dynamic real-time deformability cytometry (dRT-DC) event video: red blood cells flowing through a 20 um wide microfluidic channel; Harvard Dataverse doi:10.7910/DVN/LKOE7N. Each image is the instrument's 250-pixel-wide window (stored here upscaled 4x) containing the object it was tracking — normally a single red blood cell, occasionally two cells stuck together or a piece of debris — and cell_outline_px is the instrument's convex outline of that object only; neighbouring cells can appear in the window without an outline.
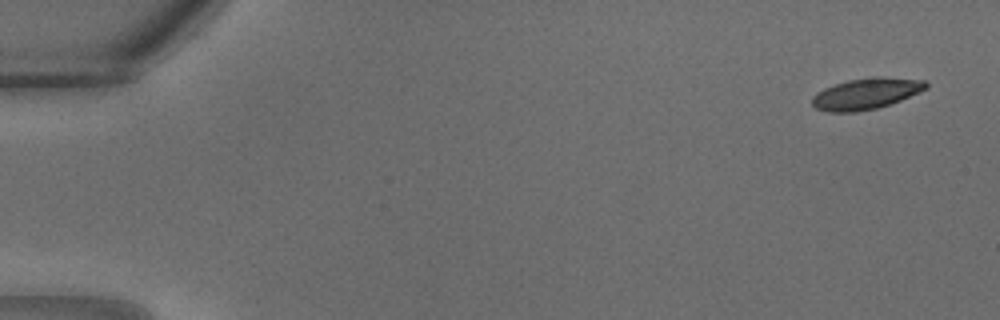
{"species": "common noctule bat (a hibernating species)", "species_latin": "Nyctalus noctula", "temperature_condition": "warm", "stored_images_in_passage": 31, "camera_frame_rate_fps": 3000, "um_per_image_px": 0.085, "animal": {"sex": "male", "body_mass_g": 18.8}, "frame": {"image": 1, "passage_image": 1, "time_ms": 0.0, "image_size_px": [1000, 320], "cell_outline_px": [[928, 88], [900, 100], [876, 108], [856, 112], [828, 112], [816, 108], [812, 104], [812, 96], [816, 92], [824, 88], [848, 80], [872, 76], [880, 76], [924, 80], [928, 84]], "centroid_in_image_um": [73.6, 7.95], "position_along_channel_um": 11.4, "area_um2": 20.63}}
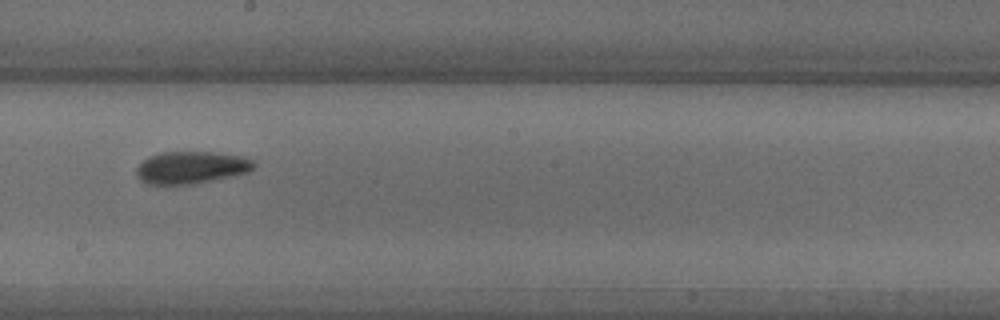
{"frame": {"image": 2, "passage_image": 18, "time_ms": 5.667, "image_size_px": [1000, 320], "cell_outline_px": [[256, 164], [248, 172], [232, 176], [196, 184], [148, 184], [140, 180], [136, 176], [136, 168], [148, 156], [160, 152], [216, 152], [244, 156], [252, 160]], "centroid_in_image_um": [16.25, 14.23], "position_along_channel_um": 232.0, "area_um2": 22.25}}
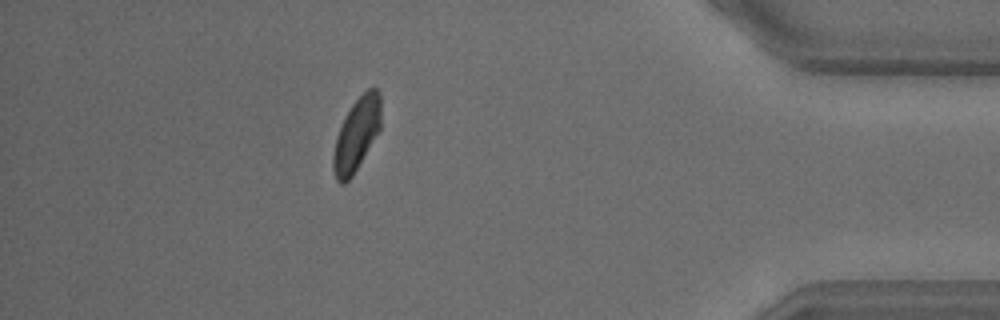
{"frame": {"image": 3, "passage_image": 28, "time_ms": 9.0, "image_size_px": [1000, 320], "cell_outline_px": [[380, 132], [352, 176], [344, 184], [340, 184], [336, 180], [332, 168], [332, 156], [336, 136], [344, 116], [352, 104], [368, 88], [376, 88], [380, 92]], "centroid_in_image_um": [30.3, 11.45], "position_along_channel_um": 404.9, "area_um2": 20.52}}